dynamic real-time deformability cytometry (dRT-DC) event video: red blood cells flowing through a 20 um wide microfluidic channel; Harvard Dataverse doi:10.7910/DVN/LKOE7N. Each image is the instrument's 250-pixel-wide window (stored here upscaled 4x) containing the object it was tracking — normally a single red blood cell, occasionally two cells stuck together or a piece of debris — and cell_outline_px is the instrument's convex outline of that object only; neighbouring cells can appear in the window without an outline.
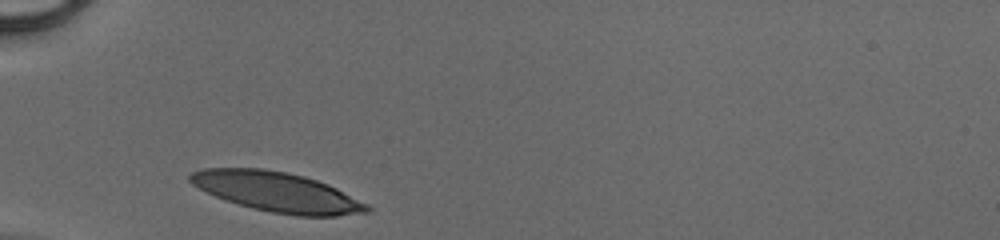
{"species": "human", "species_latin": "Homo sapiens", "temperature_condition": "cold", "stored_images_in_passage": 25, "camera_frame_rate_fps": 3000, "um_per_image_px": 0.085, "donor": {"sex": "male"}, "frame": {"image": 1, "passage_image": 1, "time_ms": 0.0, "image_size_px": [1000, 240], "cell_outline_px": [[372, 208], [368, 212], [336, 216], [296, 216], [272, 212], [252, 208], [224, 200], [192, 184], [188, 180], [188, 176], [192, 172], [204, 168], [264, 168], [288, 172], [304, 176], [328, 184], [368, 204]], "centroid_in_image_um": [23.55, 16.31], "position_along_channel_um": 61.4, "area_um2": 40.92}}
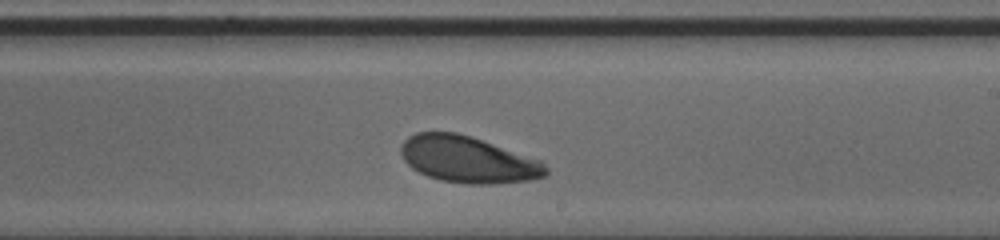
{"frame": {"image": 2, "passage_image": 15, "time_ms": 4.667, "image_size_px": [1000, 240], "cell_outline_px": [[548, 176], [532, 180], [496, 184], [464, 184], [440, 180], [428, 176], [412, 168], [404, 160], [400, 152], [400, 148], [404, 140], [408, 136], [416, 132], [456, 132], [540, 160], [548, 168]], "centroid_in_image_um": [39.77, 13.58], "position_along_channel_um": 249.2, "area_um2": 39.19}}
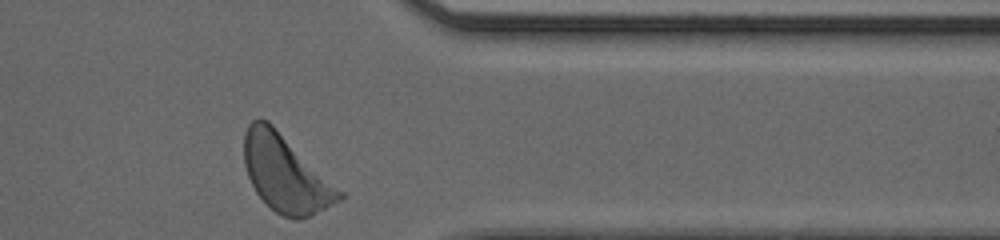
{"frame": {"image": 3, "passage_image": 25, "time_ms": 8.0, "image_size_px": [1000, 240], "cell_outline_px": [[344, 196], [340, 200], [312, 216], [300, 220], [292, 220], [276, 212], [256, 192], [248, 176], [244, 164], [244, 132], [248, 124], [252, 120], [260, 116], [268, 120], [344, 192]], "centroid_in_image_um": [24.27, 14.75], "position_along_channel_um": 387.1, "area_um2": 42.6}}